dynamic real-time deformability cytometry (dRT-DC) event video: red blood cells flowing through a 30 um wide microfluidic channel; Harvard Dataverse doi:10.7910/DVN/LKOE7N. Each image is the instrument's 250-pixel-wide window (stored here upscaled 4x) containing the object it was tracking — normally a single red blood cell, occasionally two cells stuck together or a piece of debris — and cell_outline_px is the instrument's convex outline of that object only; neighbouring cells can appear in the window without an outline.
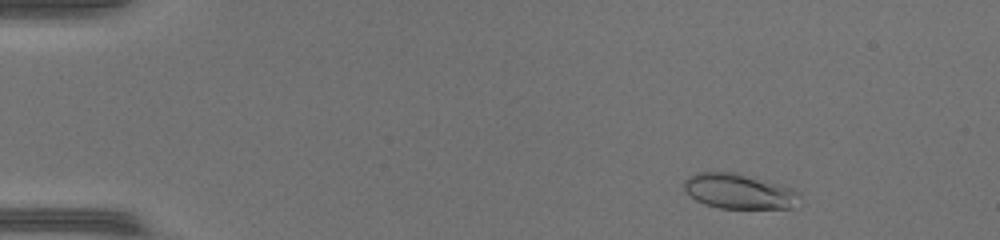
{"species": "common noctule bat (a hibernating species)", "species_latin": "Nyctalus noctula", "temperature_condition": "warm", "stored_images_in_passage": 47, "camera_frame_rate_fps": 3000, "um_per_image_px": 0.085, "animal": {"sex": "female", "body_mass_g": 17.0, "forearm_length_mm": 48.0}, "frame": {"image": 1, "passage_image": 5, "time_ms": 1.333, "image_size_px": [1000, 240], "cell_outline_px": [[800, 192], [792, 208], [720, 208], [704, 204], [696, 200], [684, 188], [684, 180], [688, 176], [696, 172], [740, 172], [792, 188]], "centroid_in_image_um": [62.79, 16.24], "position_along_channel_um": 22.2, "area_um2": 23.58}}
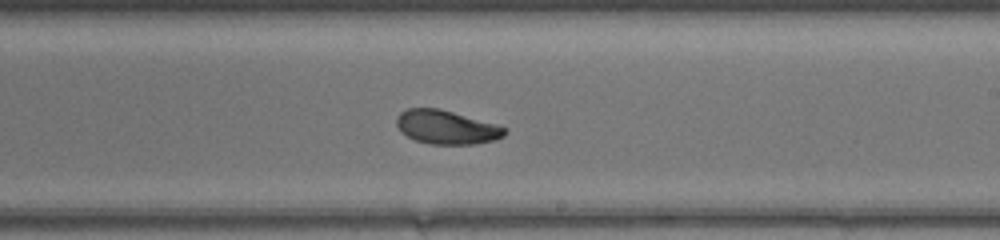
{"frame": {"image": 2, "passage_image": 28, "time_ms": 9.0, "image_size_px": [1000, 240], "cell_outline_px": [[508, 132], [504, 136], [496, 140], [476, 144], [428, 144], [416, 140], [400, 132], [396, 124], [396, 120], [400, 112], [408, 108], [440, 108], [496, 124], [508, 128]], "centroid_in_image_um": [37.97, 10.81], "position_along_channel_um": 251.0, "area_um2": 21.5}}
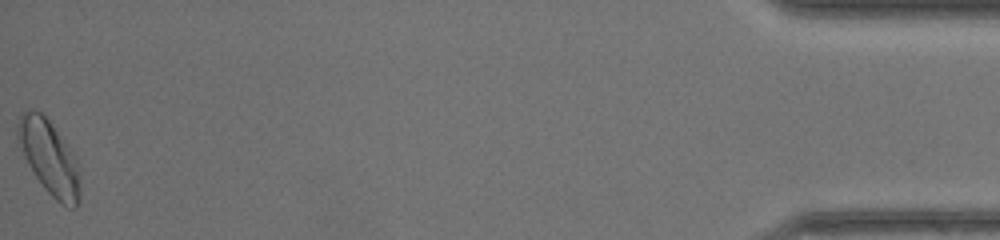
{"frame": {"image": 3, "passage_image": 47, "time_ms": 15.333, "image_size_px": [1000, 240], "cell_outline_px": [[80, 200], [76, 208], [68, 208], [60, 204], [44, 188], [28, 164], [24, 156], [16, 136], [16, 128], [20, 112], [28, 108], [32, 108], [40, 112], [48, 120], [72, 152], [80, 172]], "centroid_in_image_um": [4.18, 13.39], "position_along_channel_um": 431.0, "area_um2": 26.93}, "authors_computed_cell_mechanics": {"area_um2": 22.1952, "velocity_mm_per_s": 4.3499, "shape_relaxation_time_tau1_ms": 2.8589, "shape_relaxation_time_tau2_ms": null, "deformation_change_tau1": 0.1298, "deformation_change_tau2": null}}